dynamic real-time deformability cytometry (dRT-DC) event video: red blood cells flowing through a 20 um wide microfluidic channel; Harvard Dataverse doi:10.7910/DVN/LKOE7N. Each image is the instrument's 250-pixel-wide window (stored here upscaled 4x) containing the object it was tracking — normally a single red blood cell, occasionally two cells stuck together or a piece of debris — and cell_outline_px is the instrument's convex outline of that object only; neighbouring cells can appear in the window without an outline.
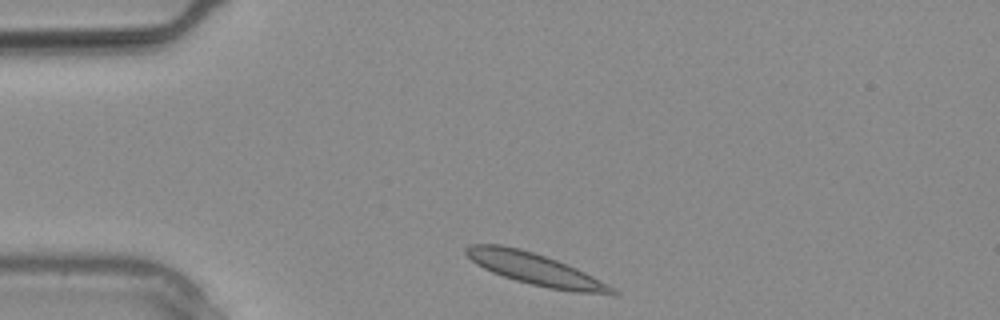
{"species": "common noctule bat (a hibernating species)", "species_latin": "Nyctalus noctula", "temperature_condition": "warm", "stored_images_in_passage": 7, "camera_frame_rate_fps": 3000, "um_per_image_px": 0.085, "animal": {"sex": "male", "body_mass_g": 20.4}, "frame": {"image": 1, "passage_image": 1, "time_ms": 0.0, "image_size_px": [1000, 320], "cell_outline_px": [[620, 292], [576, 292], [548, 288], [516, 280], [492, 272], [476, 264], [464, 252], [464, 248], [472, 244], [500, 244], [520, 248], [568, 264], [608, 284]], "centroid_in_image_um": [45.4, 22.84], "position_along_channel_um": 39.6, "area_um2": 26.3}}
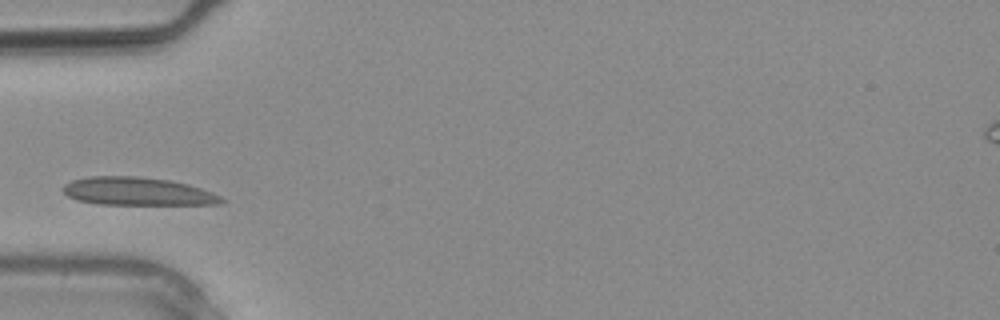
{"frame": {"image": 2, "passage_image": 4, "time_ms": 1.0, "image_size_px": [1000, 320], "cell_outline_px": [[228, 200], [220, 204], [100, 204], [76, 200], [68, 196], [64, 192], [64, 184], [72, 180], [92, 176], [136, 176], [168, 180], [188, 184], [212, 192]], "centroid_in_image_um": [11.7, 16.27], "position_along_channel_um": 73.3, "area_um2": 25.72}}